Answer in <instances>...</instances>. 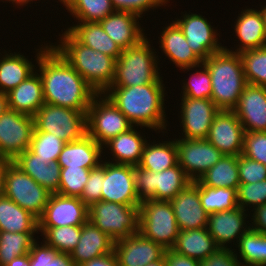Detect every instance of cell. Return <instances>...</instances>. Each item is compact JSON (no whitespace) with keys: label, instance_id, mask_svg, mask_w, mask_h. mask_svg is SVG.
<instances>
[{"label":"cell","instance_id":"40","mask_svg":"<svg viewBox=\"0 0 266 266\" xmlns=\"http://www.w3.org/2000/svg\"><path fill=\"white\" fill-rule=\"evenodd\" d=\"M82 225L62 227H38L43 241L61 254H70L79 242Z\"/></svg>","mask_w":266,"mask_h":266},{"label":"cell","instance_id":"28","mask_svg":"<svg viewBox=\"0 0 266 266\" xmlns=\"http://www.w3.org/2000/svg\"><path fill=\"white\" fill-rule=\"evenodd\" d=\"M12 162L50 193H58L61 173L58 161L46 163L28 149Z\"/></svg>","mask_w":266,"mask_h":266},{"label":"cell","instance_id":"58","mask_svg":"<svg viewBox=\"0 0 266 266\" xmlns=\"http://www.w3.org/2000/svg\"><path fill=\"white\" fill-rule=\"evenodd\" d=\"M8 109V97L0 91V116Z\"/></svg>","mask_w":266,"mask_h":266},{"label":"cell","instance_id":"48","mask_svg":"<svg viewBox=\"0 0 266 266\" xmlns=\"http://www.w3.org/2000/svg\"><path fill=\"white\" fill-rule=\"evenodd\" d=\"M241 154L266 166V132H245Z\"/></svg>","mask_w":266,"mask_h":266},{"label":"cell","instance_id":"14","mask_svg":"<svg viewBox=\"0 0 266 266\" xmlns=\"http://www.w3.org/2000/svg\"><path fill=\"white\" fill-rule=\"evenodd\" d=\"M175 142L178 151V165L192 182L198 180L224 156L207 139L176 137Z\"/></svg>","mask_w":266,"mask_h":266},{"label":"cell","instance_id":"25","mask_svg":"<svg viewBox=\"0 0 266 266\" xmlns=\"http://www.w3.org/2000/svg\"><path fill=\"white\" fill-rule=\"evenodd\" d=\"M113 250L114 240L88 220L82 225L79 242L70 252L69 260L72 266H80Z\"/></svg>","mask_w":266,"mask_h":266},{"label":"cell","instance_id":"43","mask_svg":"<svg viewBox=\"0 0 266 266\" xmlns=\"http://www.w3.org/2000/svg\"><path fill=\"white\" fill-rule=\"evenodd\" d=\"M197 68L199 69L197 70ZM193 69L195 70V73L193 72V74H191L192 76L189 77V80H182V95L180 97H190L193 99H211V76L208 69L203 64L193 68H183L180 70H182V72H188L189 70L191 71Z\"/></svg>","mask_w":266,"mask_h":266},{"label":"cell","instance_id":"22","mask_svg":"<svg viewBox=\"0 0 266 266\" xmlns=\"http://www.w3.org/2000/svg\"><path fill=\"white\" fill-rule=\"evenodd\" d=\"M180 230L207 228L209 215L201 206L199 184L191 182L171 201Z\"/></svg>","mask_w":266,"mask_h":266},{"label":"cell","instance_id":"38","mask_svg":"<svg viewBox=\"0 0 266 266\" xmlns=\"http://www.w3.org/2000/svg\"><path fill=\"white\" fill-rule=\"evenodd\" d=\"M235 255L242 265L266 266V235L249 229L235 246ZM238 252V253H237ZM240 254V255H239ZM240 256V257H239ZM243 261V262H242Z\"/></svg>","mask_w":266,"mask_h":266},{"label":"cell","instance_id":"26","mask_svg":"<svg viewBox=\"0 0 266 266\" xmlns=\"http://www.w3.org/2000/svg\"><path fill=\"white\" fill-rule=\"evenodd\" d=\"M162 28L161 35L158 37L160 43H157L168 60L179 69L193 68L202 64V61L189 47L182 30L173 20Z\"/></svg>","mask_w":266,"mask_h":266},{"label":"cell","instance_id":"18","mask_svg":"<svg viewBox=\"0 0 266 266\" xmlns=\"http://www.w3.org/2000/svg\"><path fill=\"white\" fill-rule=\"evenodd\" d=\"M245 130L233 110H220L211 124L207 140L224 155L242 153Z\"/></svg>","mask_w":266,"mask_h":266},{"label":"cell","instance_id":"2","mask_svg":"<svg viewBox=\"0 0 266 266\" xmlns=\"http://www.w3.org/2000/svg\"><path fill=\"white\" fill-rule=\"evenodd\" d=\"M165 87L164 84L109 87L104 94L133 126L152 129L159 134L168 131Z\"/></svg>","mask_w":266,"mask_h":266},{"label":"cell","instance_id":"6","mask_svg":"<svg viewBox=\"0 0 266 266\" xmlns=\"http://www.w3.org/2000/svg\"><path fill=\"white\" fill-rule=\"evenodd\" d=\"M134 182L135 190L139 200L142 202L148 199L171 201L192 180L177 164L161 172H154L139 166H134Z\"/></svg>","mask_w":266,"mask_h":266},{"label":"cell","instance_id":"29","mask_svg":"<svg viewBox=\"0 0 266 266\" xmlns=\"http://www.w3.org/2000/svg\"><path fill=\"white\" fill-rule=\"evenodd\" d=\"M137 130H139L138 126L137 129L136 126H133L127 132L121 133L106 142L103 145V150L105 151L109 148L107 150L111 152L110 156H113V159L111 158L112 161L109 159L106 161L138 166L142 158L144 146L149 140L145 138V135L143 138V132L141 135V130Z\"/></svg>","mask_w":266,"mask_h":266},{"label":"cell","instance_id":"35","mask_svg":"<svg viewBox=\"0 0 266 266\" xmlns=\"http://www.w3.org/2000/svg\"><path fill=\"white\" fill-rule=\"evenodd\" d=\"M178 164V151L175 139L161 141L153 140L144 146L139 167L161 172Z\"/></svg>","mask_w":266,"mask_h":266},{"label":"cell","instance_id":"13","mask_svg":"<svg viewBox=\"0 0 266 266\" xmlns=\"http://www.w3.org/2000/svg\"><path fill=\"white\" fill-rule=\"evenodd\" d=\"M186 12H182L180 18L173 21L182 30L189 47L197 57L203 62L210 55L222 51L224 46L219 41L217 28L213 27L205 16Z\"/></svg>","mask_w":266,"mask_h":266},{"label":"cell","instance_id":"30","mask_svg":"<svg viewBox=\"0 0 266 266\" xmlns=\"http://www.w3.org/2000/svg\"><path fill=\"white\" fill-rule=\"evenodd\" d=\"M8 108L17 112L34 116L45 104L43 84L37 71L7 93Z\"/></svg>","mask_w":266,"mask_h":266},{"label":"cell","instance_id":"32","mask_svg":"<svg viewBox=\"0 0 266 266\" xmlns=\"http://www.w3.org/2000/svg\"><path fill=\"white\" fill-rule=\"evenodd\" d=\"M80 43L118 59L122 49L103 30L99 22H77L66 28Z\"/></svg>","mask_w":266,"mask_h":266},{"label":"cell","instance_id":"49","mask_svg":"<svg viewBox=\"0 0 266 266\" xmlns=\"http://www.w3.org/2000/svg\"><path fill=\"white\" fill-rule=\"evenodd\" d=\"M104 179V161L90 170L89 178L80 197L88 207L95 202L101 201L102 181Z\"/></svg>","mask_w":266,"mask_h":266},{"label":"cell","instance_id":"56","mask_svg":"<svg viewBox=\"0 0 266 266\" xmlns=\"http://www.w3.org/2000/svg\"><path fill=\"white\" fill-rule=\"evenodd\" d=\"M0 266H30V254L18 256L9 263Z\"/></svg>","mask_w":266,"mask_h":266},{"label":"cell","instance_id":"45","mask_svg":"<svg viewBox=\"0 0 266 266\" xmlns=\"http://www.w3.org/2000/svg\"><path fill=\"white\" fill-rule=\"evenodd\" d=\"M91 169L61 168L58 194L81 197Z\"/></svg>","mask_w":266,"mask_h":266},{"label":"cell","instance_id":"24","mask_svg":"<svg viewBox=\"0 0 266 266\" xmlns=\"http://www.w3.org/2000/svg\"><path fill=\"white\" fill-rule=\"evenodd\" d=\"M234 23V32L240 42L235 50L226 46L224 49L233 53H240L266 46V30L261 10L250 7L242 9Z\"/></svg>","mask_w":266,"mask_h":266},{"label":"cell","instance_id":"31","mask_svg":"<svg viewBox=\"0 0 266 266\" xmlns=\"http://www.w3.org/2000/svg\"><path fill=\"white\" fill-rule=\"evenodd\" d=\"M178 254L201 261L216 253V244L207 228L180 230L175 245L171 248Z\"/></svg>","mask_w":266,"mask_h":266},{"label":"cell","instance_id":"59","mask_svg":"<svg viewBox=\"0 0 266 266\" xmlns=\"http://www.w3.org/2000/svg\"><path fill=\"white\" fill-rule=\"evenodd\" d=\"M0 1H3V3L8 1L9 3L11 2L13 4V7L16 5L17 7L19 6L18 8H20V7L22 8V6H24V5L27 6L26 4H28V3L31 4V2H33L35 0H6V1L0 0ZM58 1L60 3V0H58Z\"/></svg>","mask_w":266,"mask_h":266},{"label":"cell","instance_id":"50","mask_svg":"<svg viewBox=\"0 0 266 266\" xmlns=\"http://www.w3.org/2000/svg\"><path fill=\"white\" fill-rule=\"evenodd\" d=\"M111 2L115 11L132 12L142 18L151 9L154 12L157 7L164 6L165 8L170 3V0H111Z\"/></svg>","mask_w":266,"mask_h":266},{"label":"cell","instance_id":"20","mask_svg":"<svg viewBox=\"0 0 266 266\" xmlns=\"http://www.w3.org/2000/svg\"><path fill=\"white\" fill-rule=\"evenodd\" d=\"M166 249L140 232L114 241V252L119 266H146L160 260Z\"/></svg>","mask_w":266,"mask_h":266},{"label":"cell","instance_id":"11","mask_svg":"<svg viewBox=\"0 0 266 266\" xmlns=\"http://www.w3.org/2000/svg\"><path fill=\"white\" fill-rule=\"evenodd\" d=\"M52 193L12 161L6 166L3 195L39 219Z\"/></svg>","mask_w":266,"mask_h":266},{"label":"cell","instance_id":"1","mask_svg":"<svg viewBox=\"0 0 266 266\" xmlns=\"http://www.w3.org/2000/svg\"><path fill=\"white\" fill-rule=\"evenodd\" d=\"M36 49V71L43 84L44 101L78 111H88L97 92L48 43ZM38 68V69H37Z\"/></svg>","mask_w":266,"mask_h":266},{"label":"cell","instance_id":"61","mask_svg":"<svg viewBox=\"0 0 266 266\" xmlns=\"http://www.w3.org/2000/svg\"><path fill=\"white\" fill-rule=\"evenodd\" d=\"M260 7H261L260 10H261L263 18H264V24H265V30H266V5H264V6L261 5Z\"/></svg>","mask_w":266,"mask_h":266},{"label":"cell","instance_id":"21","mask_svg":"<svg viewBox=\"0 0 266 266\" xmlns=\"http://www.w3.org/2000/svg\"><path fill=\"white\" fill-rule=\"evenodd\" d=\"M233 111L245 132H266V87L247 83Z\"/></svg>","mask_w":266,"mask_h":266},{"label":"cell","instance_id":"15","mask_svg":"<svg viewBox=\"0 0 266 266\" xmlns=\"http://www.w3.org/2000/svg\"><path fill=\"white\" fill-rule=\"evenodd\" d=\"M101 201L139 206L141 201L135 190L134 166L104 160Z\"/></svg>","mask_w":266,"mask_h":266},{"label":"cell","instance_id":"4","mask_svg":"<svg viewBox=\"0 0 266 266\" xmlns=\"http://www.w3.org/2000/svg\"><path fill=\"white\" fill-rule=\"evenodd\" d=\"M202 64L211 76V100L220 110H233L247 84L240 54L223 49L210 55Z\"/></svg>","mask_w":266,"mask_h":266},{"label":"cell","instance_id":"7","mask_svg":"<svg viewBox=\"0 0 266 266\" xmlns=\"http://www.w3.org/2000/svg\"><path fill=\"white\" fill-rule=\"evenodd\" d=\"M170 201L144 200L139 205V232L165 249H171L179 235Z\"/></svg>","mask_w":266,"mask_h":266},{"label":"cell","instance_id":"44","mask_svg":"<svg viewBox=\"0 0 266 266\" xmlns=\"http://www.w3.org/2000/svg\"><path fill=\"white\" fill-rule=\"evenodd\" d=\"M65 142L52 133L33 130L29 150L38 155V158L46 160V163L58 161Z\"/></svg>","mask_w":266,"mask_h":266},{"label":"cell","instance_id":"53","mask_svg":"<svg viewBox=\"0 0 266 266\" xmlns=\"http://www.w3.org/2000/svg\"><path fill=\"white\" fill-rule=\"evenodd\" d=\"M164 258L167 266H200V261L178 254L172 249H166Z\"/></svg>","mask_w":266,"mask_h":266},{"label":"cell","instance_id":"8","mask_svg":"<svg viewBox=\"0 0 266 266\" xmlns=\"http://www.w3.org/2000/svg\"><path fill=\"white\" fill-rule=\"evenodd\" d=\"M88 220L114 241L139 232V206L108 201L89 206Z\"/></svg>","mask_w":266,"mask_h":266},{"label":"cell","instance_id":"12","mask_svg":"<svg viewBox=\"0 0 266 266\" xmlns=\"http://www.w3.org/2000/svg\"><path fill=\"white\" fill-rule=\"evenodd\" d=\"M34 116L7 109L0 116V158L13 161L29 149Z\"/></svg>","mask_w":266,"mask_h":266},{"label":"cell","instance_id":"10","mask_svg":"<svg viewBox=\"0 0 266 266\" xmlns=\"http://www.w3.org/2000/svg\"><path fill=\"white\" fill-rule=\"evenodd\" d=\"M86 126L87 134L102 146L133 127L104 93L93 97L86 114Z\"/></svg>","mask_w":266,"mask_h":266},{"label":"cell","instance_id":"60","mask_svg":"<svg viewBox=\"0 0 266 266\" xmlns=\"http://www.w3.org/2000/svg\"><path fill=\"white\" fill-rule=\"evenodd\" d=\"M146 266H167L164 256L155 262L149 263Z\"/></svg>","mask_w":266,"mask_h":266},{"label":"cell","instance_id":"41","mask_svg":"<svg viewBox=\"0 0 266 266\" xmlns=\"http://www.w3.org/2000/svg\"><path fill=\"white\" fill-rule=\"evenodd\" d=\"M199 197L201 206L208 215L238 207L237 191L232 188L199 185Z\"/></svg>","mask_w":266,"mask_h":266},{"label":"cell","instance_id":"52","mask_svg":"<svg viewBox=\"0 0 266 266\" xmlns=\"http://www.w3.org/2000/svg\"><path fill=\"white\" fill-rule=\"evenodd\" d=\"M220 248L216 253L200 261V266H242L232 246Z\"/></svg>","mask_w":266,"mask_h":266},{"label":"cell","instance_id":"36","mask_svg":"<svg viewBox=\"0 0 266 266\" xmlns=\"http://www.w3.org/2000/svg\"><path fill=\"white\" fill-rule=\"evenodd\" d=\"M196 182L212 188L225 187L236 191L240 185L238 156L224 155L213 167L208 169Z\"/></svg>","mask_w":266,"mask_h":266},{"label":"cell","instance_id":"3","mask_svg":"<svg viewBox=\"0 0 266 266\" xmlns=\"http://www.w3.org/2000/svg\"><path fill=\"white\" fill-rule=\"evenodd\" d=\"M64 30L59 34L60 44L50 42V45L97 93H104L113 82L116 60L83 45L67 29Z\"/></svg>","mask_w":266,"mask_h":266},{"label":"cell","instance_id":"17","mask_svg":"<svg viewBox=\"0 0 266 266\" xmlns=\"http://www.w3.org/2000/svg\"><path fill=\"white\" fill-rule=\"evenodd\" d=\"M89 207L79 197L51 194L38 227L83 225L88 221Z\"/></svg>","mask_w":266,"mask_h":266},{"label":"cell","instance_id":"51","mask_svg":"<svg viewBox=\"0 0 266 266\" xmlns=\"http://www.w3.org/2000/svg\"><path fill=\"white\" fill-rule=\"evenodd\" d=\"M240 183H255L266 179V166L242 154L238 156Z\"/></svg>","mask_w":266,"mask_h":266},{"label":"cell","instance_id":"42","mask_svg":"<svg viewBox=\"0 0 266 266\" xmlns=\"http://www.w3.org/2000/svg\"><path fill=\"white\" fill-rule=\"evenodd\" d=\"M246 83L266 87V46L239 53Z\"/></svg>","mask_w":266,"mask_h":266},{"label":"cell","instance_id":"54","mask_svg":"<svg viewBox=\"0 0 266 266\" xmlns=\"http://www.w3.org/2000/svg\"><path fill=\"white\" fill-rule=\"evenodd\" d=\"M252 211L250 228L266 235V204L256 206ZM253 221V222H252Z\"/></svg>","mask_w":266,"mask_h":266},{"label":"cell","instance_id":"33","mask_svg":"<svg viewBox=\"0 0 266 266\" xmlns=\"http://www.w3.org/2000/svg\"><path fill=\"white\" fill-rule=\"evenodd\" d=\"M0 53V91L9 93L36 70V64L19 52Z\"/></svg>","mask_w":266,"mask_h":266},{"label":"cell","instance_id":"23","mask_svg":"<svg viewBox=\"0 0 266 266\" xmlns=\"http://www.w3.org/2000/svg\"><path fill=\"white\" fill-rule=\"evenodd\" d=\"M141 17L128 11H114L99 23L108 36L123 50L139 44L147 34L139 22Z\"/></svg>","mask_w":266,"mask_h":266},{"label":"cell","instance_id":"47","mask_svg":"<svg viewBox=\"0 0 266 266\" xmlns=\"http://www.w3.org/2000/svg\"><path fill=\"white\" fill-rule=\"evenodd\" d=\"M237 203L244 210H253L256 206L266 204V179L255 183H240Z\"/></svg>","mask_w":266,"mask_h":266},{"label":"cell","instance_id":"9","mask_svg":"<svg viewBox=\"0 0 266 266\" xmlns=\"http://www.w3.org/2000/svg\"><path fill=\"white\" fill-rule=\"evenodd\" d=\"M87 111H78L45 103L34 115V129L52 133L65 143L87 134Z\"/></svg>","mask_w":266,"mask_h":266},{"label":"cell","instance_id":"19","mask_svg":"<svg viewBox=\"0 0 266 266\" xmlns=\"http://www.w3.org/2000/svg\"><path fill=\"white\" fill-rule=\"evenodd\" d=\"M247 212L249 211L238 206L232 210L209 214L207 230L220 248L228 249L232 242L236 246L250 229L249 221L245 220L249 217Z\"/></svg>","mask_w":266,"mask_h":266},{"label":"cell","instance_id":"5","mask_svg":"<svg viewBox=\"0 0 266 266\" xmlns=\"http://www.w3.org/2000/svg\"><path fill=\"white\" fill-rule=\"evenodd\" d=\"M148 39L146 37L139 44L122 50L115 63V75L110 87L164 84L158 67V54Z\"/></svg>","mask_w":266,"mask_h":266},{"label":"cell","instance_id":"46","mask_svg":"<svg viewBox=\"0 0 266 266\" xmlns=\"http://www.w3.org/2000/svg\"><path fill=\"white\" fill-rule=\"evenodd\" d=\"M30 266H72L69 254H61L47 245L43 240H37L30 249Z\"/></svg>","mask_w":266,"mask_h":266},{"label":"cell","instance_id":"27","mask_svg":"<svg viewBox=\"0 0 266 266\" xmlns=\"http://www.w3.org/2000/svg\"><path fill=\"white\" fill-rule=\"evenodd\" d=\"M103 146L85 134L81 139L65 143L58 158L61 168L98 167L102 161Z\"/></svg>","mask_w":266,"mask_h":266},{"label":"cell","instance_id":"55","mask_svg":"<svg viewBox=\"0 0 266 266\" xmlns=\"http://www.w3.org/2000/svg\"><path fill=\"white\" fill-rule=\"evenodd\" d=\"M80 266H119L117 256L114 250L106 255H103L98 258H94L90 261H87Z\"/></svg>","mask_w":266,"mask_h":266},{"label":"cell","instance_id":"57","mask_svg":"<svg viewBox=\"0 0 266 266\" xmlns=\"http://www.w3.org/2000/svg\"><path fill=\"white\" fill-rule=\"evenodd\" d=\"M9 162V160L0 158V196L3 195L6 166Z\"/></svg>","mask_w":266,"mask_h":266},{"label":"cell","instance_id":"37","mask_svg":"<svg viewBox=\"0 0 266 266\" xmlns=\"http://www.w3.org/2000/svg\"><path fill=\"white\" fill-rule=\"evenodd\" d=\"M76 22H100L115 10L111 0H60Z\"/></svg>","mask_w":266,"mask_h":266},{"label":"cell","instance_id":"16","mask_svg":"<svg viewBox=\"0 0 266 266\" xmlns=\"http://www.w3.org/2000/svg\"><path fill=\"white\" fill-rule=\"evenodd\" d=\"M180 120L181 136L184 139H206L216 114L220 109L211 99L181 97ZM183 132V133H182Z\"/></svg>","mask_w":266,"mask_h":266},{"label":"cell","instance_id":"34","mask_svg":"<svg viewBox=\"0 0 266 266\" xmlns=\"http://www.w3.org/2000/svg\"><path fill=\"white\" fill-rule=\"evenodd\" d=\"M0 231L38 232V219L10 198L1 195Z\"/></svg>","mask_w":266,"mask_h":266},{"label":"cell","instance_id":"39","mask_svg":"<svg viewBox=\"0 0 266 266\" xmlns=\"http://www.w3.org/2000/svg\"><path fill=\"white\" fill-rule=\"evenodd\" d=\"M39 232H7L0 231V265L7 264L18 256L28 254L32 244L40 239Z\"/></svg>","mask_w":266,"mask_h":266}]
</instances>
